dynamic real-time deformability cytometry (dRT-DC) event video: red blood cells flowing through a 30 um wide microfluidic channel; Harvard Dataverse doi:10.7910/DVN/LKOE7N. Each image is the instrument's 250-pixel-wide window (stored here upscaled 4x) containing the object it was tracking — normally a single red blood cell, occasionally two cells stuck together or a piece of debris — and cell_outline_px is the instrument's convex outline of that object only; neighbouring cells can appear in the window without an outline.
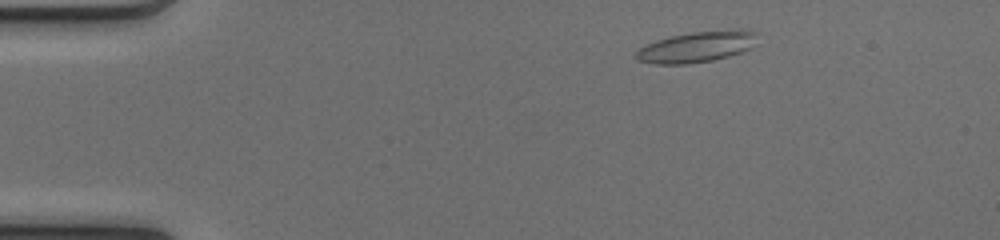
{"species": "common noctule bat (a hibernating species)", "species_latin": "Nyctalus noctula", "temperature_condition": "cold", "stored_images_in_passage": 47, "camera_frame_rate_fps": 3000, "um_per_image_px": 0.085, "animal": {"sex": "female", "body_mass_g": 17.0, "forearm_length_mm": 48.0}, "frame": {"image": 1, "passage_image": 5, "time_ms": 1.333, "image_size_px": [1000, 240], "cell_outline_px": [[756, 32], [752, 48], [728, 56], [712, 60], [684, 64], [656, 64], [640, 60], [636, 56], [636, 52], [640, 48], [656, 40], [668, 36], [692, 32], [740, 28], [748, 28]], "centroid_in_image_um": [59.27, 3.95], "position_along_channel_um": 25.7, "area_um2": 21.73}}
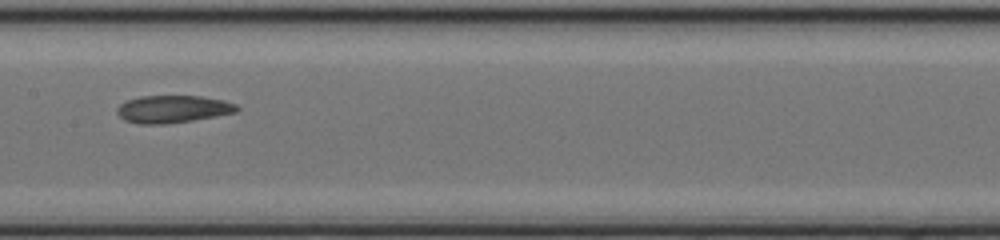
{"frame": {"image": 2, "passage_image": 23, "time_ms": 7.333, "image_size_px": [1000, 240], "cell_outline_px": [[240, 108], [236, 112], [216, 116], [192, 120], [164, 124], [140, 124], [124, 120], [116, 112], [116, 108], [120, 104], [128, 100], [140, 96], [200, 96], [224, 100], [236, 104]], "centroid_in_image_um": [14.68, 9.27], "position_along_channel_um": 192.7, "area_um2": 19.13}}
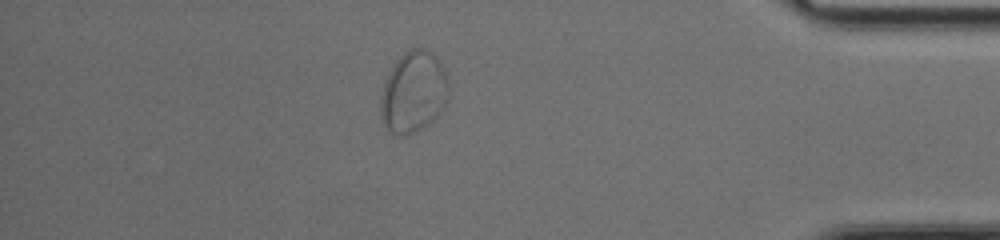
{"frame": {"image": 3, "passage_image": 41, "time_ms": 13.333, "image_size_px": [1000, 240], "cell_outline_px": [[448, 80], [444, 100], [440, 112], [432, 120], [412, 132], [392, 132], [384, 124], [380, 112], [380, 96], [384, 80], [388, 72], [396, 60], [408, 48], [424, 48], [432, 52], [436, 56]], "centroid_in_image_um": [35.09, 7.74], "position_along_channel_um": 400.1, "area_um2": 31.33}}